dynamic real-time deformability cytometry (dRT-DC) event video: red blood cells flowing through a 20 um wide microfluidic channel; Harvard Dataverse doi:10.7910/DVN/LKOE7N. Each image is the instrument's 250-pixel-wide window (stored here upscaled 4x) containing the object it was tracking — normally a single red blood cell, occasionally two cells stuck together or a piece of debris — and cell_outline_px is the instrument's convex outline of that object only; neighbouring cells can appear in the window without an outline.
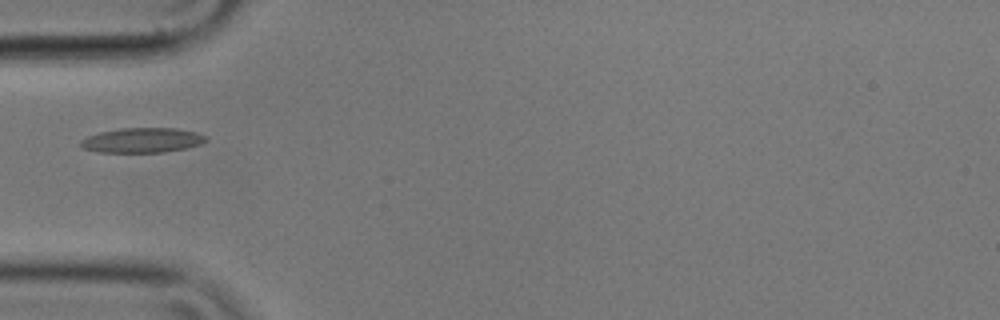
{"species": "common noctule bat (a hibernating species)", "species_latin": "Nyctalus noctula", "temperature_condition": "cold", "stored_images_in_passage": 41, "camera_frame_rate_fps": 3000, "um_per_image_px": 0.085, "animal": {"sex": "male", "body_mass_g": 17.9}, "frame": {"image": 1, "passage_image": 1, "time_ms": 0.0, "image_size_px": [1000, 320], "cell_outline_px": [[208, 140], [200, 144], [184, 148], [164, 152], [96, 152], [84, 148], [80, 144], [80, 140], [88, 136], [100, 132], [120, 128], [176, 128], [196, 132], [208, 136]], "centroid_in_image_um": [12.1, 11.91], "position_along_channel_um": 72.9, "area_um2": 18.09}}
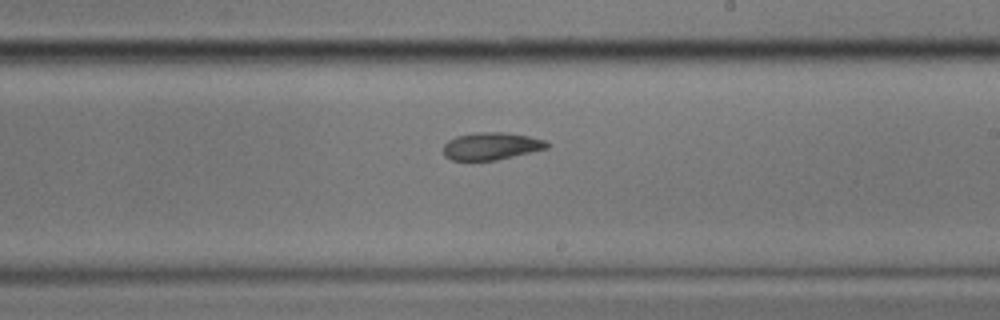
{"frame": {"image": 2, "passage_image": 16, "time_ms": 5.0, "image_size_px": [1000, 320], "cell_outline_px": [[552, 144], [548, 148], [496, 160], [452, 160], [444, 156], [444, 144], [448, 140], [456, 136], [476, 132], [504, 132], [528, 136], [544, 140]], "centroid_in_image_um": [41.76, 12.41], "position_along_channel_um": 247.2, "area_um2": 16.53}}
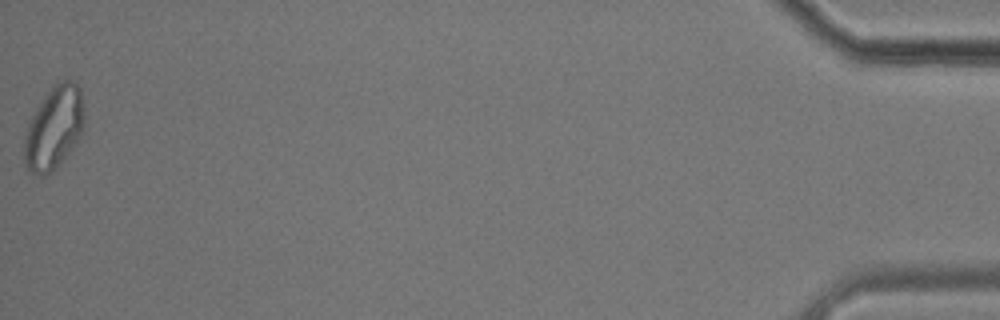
{"frame": {"image": 3, "passage_image": 41, "time_ms": 13.333, "image_size_px": [1000, 320], "cell_outline_px": [[84, 124], [80, 136], [68, 152], [52, 172], [44, 176], [40, 176], [32, 172], [28, 168], [24, 160], [24, 136], [28, 124], [36, 108], [48, 92], [56, 84], [64, 80], [72, 80], [80, 88], [84, 108]], "centroid_in_image_um": [4.59, 10.87], "position_along_channel_um": 430.6, "area_um2": 28.55}}